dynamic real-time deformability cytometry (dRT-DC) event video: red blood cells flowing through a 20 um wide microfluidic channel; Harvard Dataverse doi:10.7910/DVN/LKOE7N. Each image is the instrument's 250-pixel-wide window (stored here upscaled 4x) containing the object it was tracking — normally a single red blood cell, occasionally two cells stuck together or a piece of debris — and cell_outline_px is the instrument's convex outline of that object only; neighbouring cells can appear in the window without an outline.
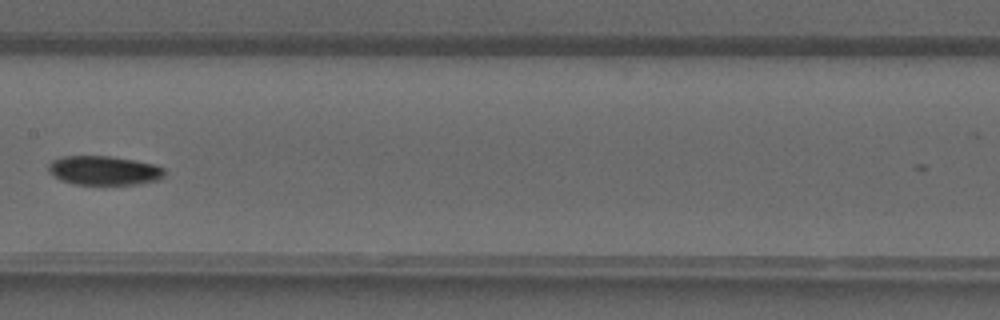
{"species": "common noctule bat (a hibernating species)", "species_latin": "Nyctalus noctula", "temperature_condition": "warm", "stored_images_in_passage": 27, "camera_frame_rate_fps": 3000, "um_per_image_px": 0.085, "animal": {"sex": "male", "forearm_length_mm": 52.5}, "frame": {"image": 1, "passage_image": 21, "time_ms": 6.667, "image_size_px": [1000, 320], "cell_outline_px": [[164, 176], [156, 180], [136, 184], [72, 184], [60, 180], [52, 176], [48, 172], [48, 164], [52, 160], [64, 156], [108, 156], [156, 164], [164, 168]], "centroid_in_image_um": [8.79, 14.49], "position_along_channel_um": 198.6, "area_um2": 19.71}}
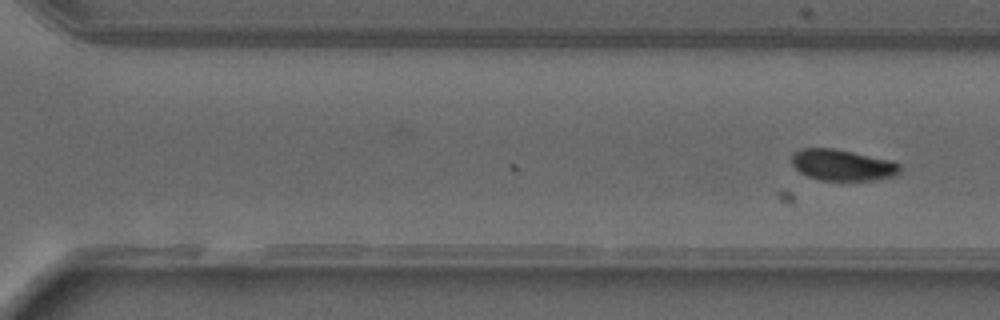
{"frame": {"image": 2, "passage_image": 27, "time_ms": 8.667, "image_size_px": [1000, 320], "cell_outline_px": [[900, 172], [896, 176], [876, 180], [820, 180], [808, 176], [800, 172], [792, 164], [792, 156], [796, 152], [804, 148], [832, 148], [852, 152], [888, 160], [900, 164]], "centroid_in_image_um": [71.62, 14.04], "position_along_channel_um": 299.0, "area_um2": 19.42}}